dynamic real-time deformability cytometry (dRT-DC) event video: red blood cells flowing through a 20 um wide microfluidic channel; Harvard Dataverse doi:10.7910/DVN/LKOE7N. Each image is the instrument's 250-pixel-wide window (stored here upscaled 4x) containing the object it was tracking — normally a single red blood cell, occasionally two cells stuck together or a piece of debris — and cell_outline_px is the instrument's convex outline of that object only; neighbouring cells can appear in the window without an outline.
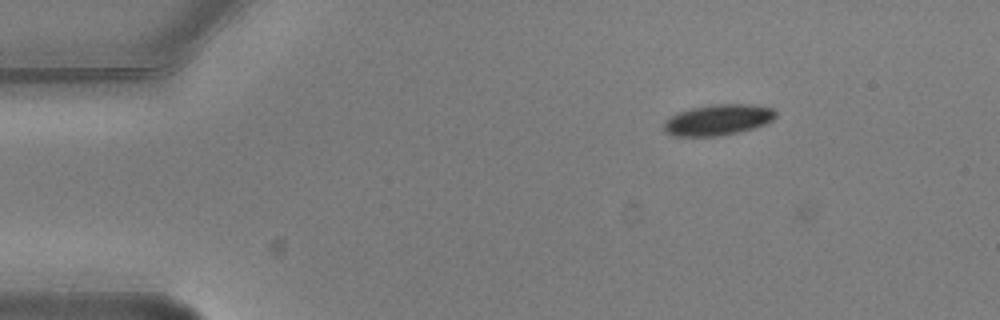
{"species": "common noctule bat (a hibernating species)", "species_latin": "Nyctalus noctula", "temperature_condition": "warm", "stored_images_in_passage": 5, "camera_frame_rate_fps": 3000, "um_per_image_px": 0.085, "animal": {"sex": "male", "body_mass_g": 20.5, "forearm_length_mm": 52.5}, "frame": {"image": 1, "passage_image": 3, "time_ms": 0.667, "image_size_px": [1000, 320], "cell_outline_px": [[776, 116], [772, 120], [764, 124], [752, 128], [736, 132], [716, 136], [672, 136], [664, 128], [664, 124], [672, 116], [680, 112], [692, 108], [712, 104], [748, 104], [772, 108], [776, 112]], "centroid_in_image_um": [61.05, 10.18], "position_along_channel_um": 23.9, "area_um2": 19.65}}